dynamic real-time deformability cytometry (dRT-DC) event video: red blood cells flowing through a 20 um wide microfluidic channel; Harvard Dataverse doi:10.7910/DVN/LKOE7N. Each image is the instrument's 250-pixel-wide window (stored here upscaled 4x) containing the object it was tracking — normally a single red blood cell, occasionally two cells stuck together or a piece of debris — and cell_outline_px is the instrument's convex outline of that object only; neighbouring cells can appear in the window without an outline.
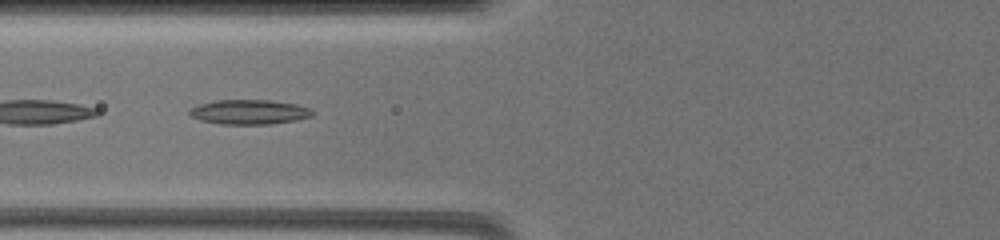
{"species": "common noctule bat (a hibernating species)", "species_latin": "Nyctalus noctula", "temperature_condition": "warm", "stored_images_in_passage": 13, "camera_frame_rate_fps": 3000, "um_per_image_px": 0.085, "animal": {"sex": "female", "body_mass_g": 19.5, "forearm_length_mm": 54.1}, "frame": {"image": 1, "passage_image": 8, "time_ms": 2.0, "image_size_px": [1000, 240], "cell_outline_px": [[312, 116], [296, 120], [272, 124], [220, 124], [200, 120], [188, 116], [188, 108], [196, 104], [216, 100], [268, 100], [296, 104], [308, 108], [312, 112]], "centroid_in_image_um": [21.08, 9.52], "position_along_channel_um": 104.7, "area_um2": 17.8}}